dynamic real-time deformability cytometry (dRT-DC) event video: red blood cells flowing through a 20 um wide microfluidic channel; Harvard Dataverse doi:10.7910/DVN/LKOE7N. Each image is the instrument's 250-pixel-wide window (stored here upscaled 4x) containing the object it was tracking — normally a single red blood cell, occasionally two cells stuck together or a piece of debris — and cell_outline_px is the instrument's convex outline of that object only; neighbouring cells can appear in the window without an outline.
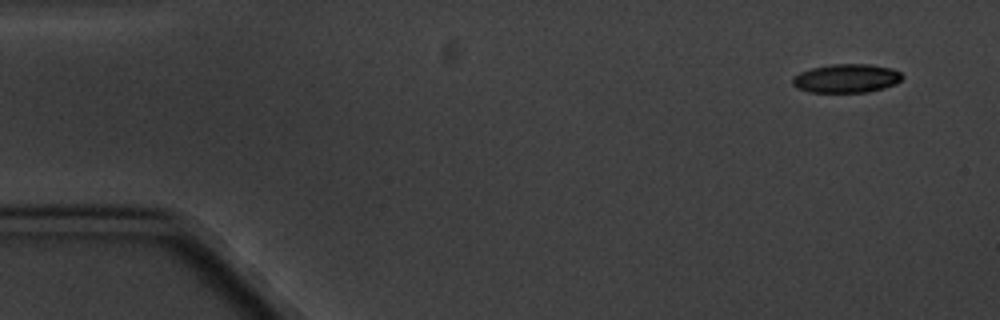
{"species": "common noctule bat (a hibernating species)", "species_latin": "Nyctalus noctula", "temperature_condition": "cold", "stored_images_in_passage": 5, "segment_of_instrument_passage": [1, 2], "camera_frame_rate_fps": 3000, "um_per_image_px": 0.085, "animal": {"sex": "male", "body_mass_g": 20.1, "forearm_length_mm": 53.5}, "frame": {"image": 1, "passage_image": 1, "time_ms": 0.0, "image_size_px": [1000, 320], "cell_outline_px": [[904, 76], [896, 84], [884, 88], [868, 92], [808, 92], [796, 88], [792, 84], [792, 76], [800, 72], [812, 68], [832, 64], [868, 64], [892, 68], [900, 72]], "centroid_in_image_um": [71.93, 6.66], "position_along_channel_um": 13.1, "area_um2": 18.5}}